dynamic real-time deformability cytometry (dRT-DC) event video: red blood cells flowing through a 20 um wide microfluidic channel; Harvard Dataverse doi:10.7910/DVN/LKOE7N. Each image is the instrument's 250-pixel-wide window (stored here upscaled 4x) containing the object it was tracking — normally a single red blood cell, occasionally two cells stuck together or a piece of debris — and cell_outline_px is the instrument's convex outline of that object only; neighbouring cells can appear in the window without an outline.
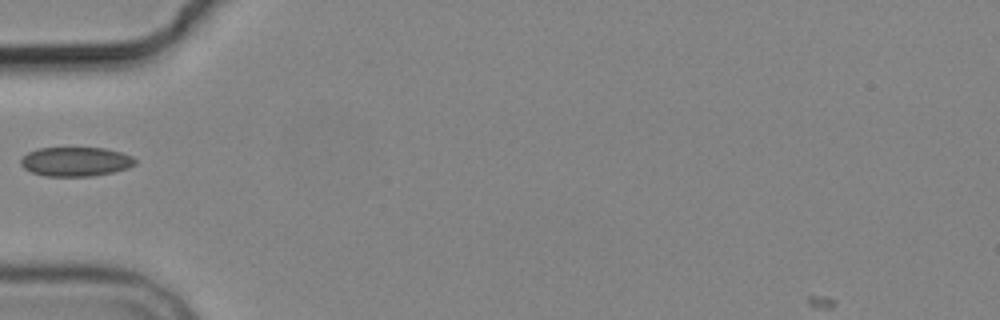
{"species": "common noctule bat (a hibernating species)", "species_latin": "Nyctalus noctula", "temperature_condition": "cold", "stored_images_in_passage": 1, "camera_frame_rate_fps": 3000, "um_per_image_px": 0.085, "animal": {"sex": "male", "body_mass_g": 19.2, "forearm_length_mm": 51.8}, "frame": {"image": 1, "passage_image": 1, "time_ms": 0.0, "image_size_px": [1000, 320], "cell_outline_px": [[136, 164], [128, 168], [112, 172], [92, 176], [44, 176], [32, 172], [24, 168], [20, 164], [20, 160], [28, 152], [40, 148], [104, 148], [120, 152], [132, 156], [136, 160]], "centroid_in_image_um": [6.43, 13.74], "position_along_channel_um": 78.6, "area_um2": 19.42}}